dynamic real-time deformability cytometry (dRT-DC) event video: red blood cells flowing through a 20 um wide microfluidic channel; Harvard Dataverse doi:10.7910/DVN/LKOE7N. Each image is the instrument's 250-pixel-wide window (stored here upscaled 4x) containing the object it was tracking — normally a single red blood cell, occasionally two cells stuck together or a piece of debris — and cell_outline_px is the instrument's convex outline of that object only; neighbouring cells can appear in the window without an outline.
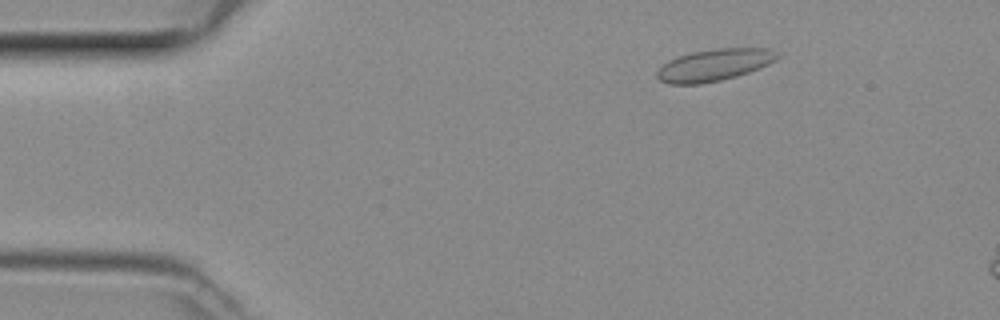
{"species": "common noctule bat (a hibernating species)", "species_latin": "Nyctalus noctula", "temperature_condition": "room temperature", "stored_images_in_passage": 8, "camera_frame_rate_fps": 3000, "um_per_image_px": 0.085, "animal": {"sex": "female", "body_mass_g": 29.2, "forearm_length_mm": 56.3}, "frame": {"image": 1, "passage_image": 3, "time_ms": 0.667, "image_size_px": [1000, 320], "cell_outline_px": [[780, 56], [776, 60], [768, 64], [748, 72], [736, 76], [720, 80], [700, 84], [668, 84], [660, 80], [656, 76], [656, 72], [668, 60], [692, 52], [716, 48], [768, 48], [776, 52]], "centroid_in_image_um": [60.7, 5.52], "position_along_channel_um": 24.3, "area_um2": 22.2}}